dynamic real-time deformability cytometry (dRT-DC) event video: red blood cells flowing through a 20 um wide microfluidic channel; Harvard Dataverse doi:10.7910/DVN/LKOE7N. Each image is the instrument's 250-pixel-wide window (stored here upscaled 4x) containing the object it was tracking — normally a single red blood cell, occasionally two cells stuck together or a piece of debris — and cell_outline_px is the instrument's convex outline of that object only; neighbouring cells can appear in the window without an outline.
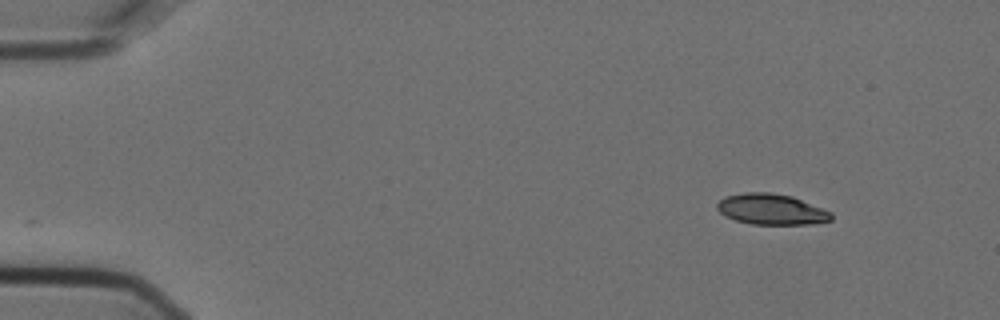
{"species": "Egyptian fruit bat (a non-hibernating species)", "species_latin": "Rousettus aegyptiacus", "temperature_condition": "cold", "stored_images_in_passage": 2, "camera_frame_rate_fps": 3000, "um_per_image_px": 0.085, "animal": {"sex": "female"}, "frame": {"image": 1, "passage_image": 2, "time_ms": 0.333, "image_size_px": [1000, 320], "cell_outline_px": [[832, 220], [812, 224], [752, 224], [736, 220], [724, 216], [716, 208], [716, 204], [724, 196], [744, 192], [772, 192], [792, 196], [832, 212]], "centroid_in_image_um": [65.55, 17.78], "position_along_channel_um": 19.5, "area_um2": 20.58}}